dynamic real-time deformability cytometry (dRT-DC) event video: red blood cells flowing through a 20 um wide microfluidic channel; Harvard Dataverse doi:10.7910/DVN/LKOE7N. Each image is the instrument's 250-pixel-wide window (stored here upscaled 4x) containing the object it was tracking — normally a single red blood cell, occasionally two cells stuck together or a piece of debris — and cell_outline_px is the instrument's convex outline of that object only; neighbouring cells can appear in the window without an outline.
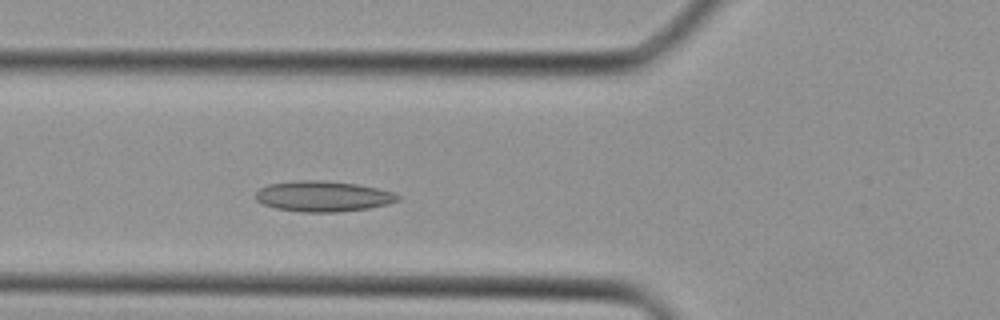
{"species": "Egyptian fruit bat (a non-hibernating species)", "species_latin": "Rousettus aegyptiacus", "temperature_condition": "cold", "stored_images_in_passage": 30, "camera_frame_rate_fps": 3000, "um_per_image_px": 0.085, "animal": {"sex": "female"}, "frame": {"image": 1, "passage_image": 9, "time_ms": 2.667, "image_size_px": [1000, 320], "cell_outline_px": [[400, 200], [388, 204], [368, 208], [340, 212], [304, 212], [276, 208], [264, 204], [256, 200], [256, 192], [260, 188], [268, 184], [296, 180], [324, 180], [356, 184], [380, 188], [396, 192], [400, 196]], "centroid_in_image_um": [27.5, 16.67], "position_along_channel_um": 98.3, "area_um2": 25.55}}
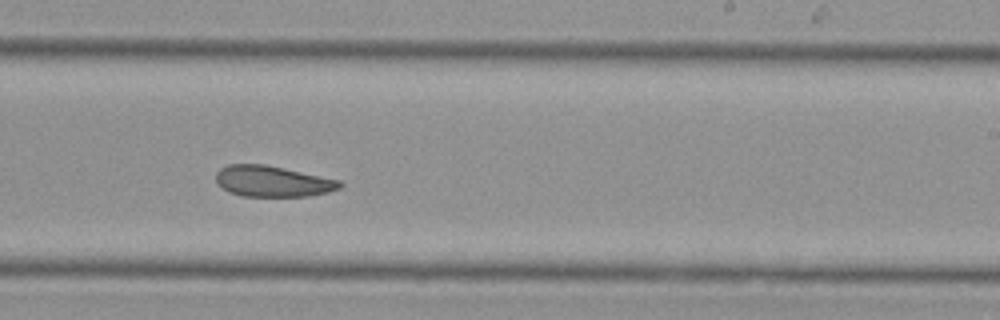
{"frame": {"image": 2, "passage_image": 19, "time_ms": 6.0, "image_size_px": [1000, 320], "cell_outline_px": [[344, 184], [340, 188], [328, 192], [308, 196], [244, 196], [228, 192], [216, 180], [216, 172], [220, 168], [228, 164], [264, 164], [340, 180]], "centroid_in_image_um": [23.17, 15.41], "position_along_channel_um": 265.8, "area_um2": 22.2}}
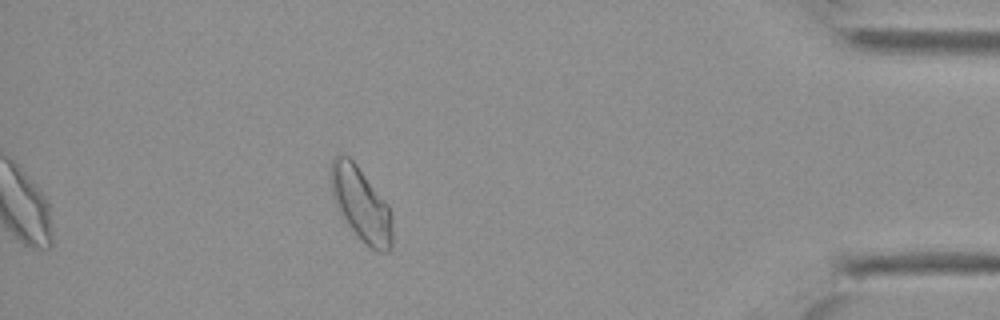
{"frame": {"image": 3, "passage_image": 30, "time_ms": 9.667, "image_size_px": [1000, 320], "cell_outline_px": [[392, 248], [388, 252], [376, 252], [348, 224], [336, 208], [332, 196], [328, 176], [328, 172], [332, 160], [340, 152], [348, 156], [356, 164], [388, 204], [392, 228]], "centroid_in_image_um": [30.64, 17.29], "position_along_channel_um": 404.6, "area_um2": 26.41}}